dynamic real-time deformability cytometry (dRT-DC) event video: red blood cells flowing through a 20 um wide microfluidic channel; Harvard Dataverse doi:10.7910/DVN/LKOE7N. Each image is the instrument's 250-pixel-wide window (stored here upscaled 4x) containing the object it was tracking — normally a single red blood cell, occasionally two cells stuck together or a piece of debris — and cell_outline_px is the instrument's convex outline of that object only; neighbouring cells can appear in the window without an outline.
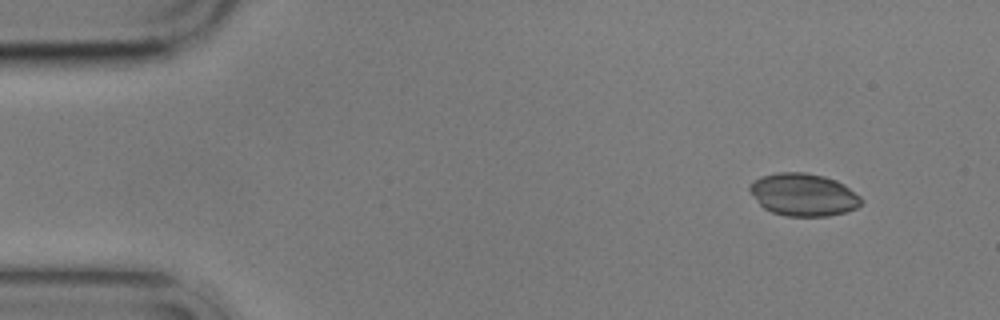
{"species": "common noctule bat (a hibernating species)", "species_latin": "Nyctalus noctula", "temperature_condition": "cold", "stored_images_in_passage": 5, "camera_frame_rate_fps": 3000, "um_per_image_px": 0.085, "animal": {"sex": "male", "body_mass_g": 17.9}, "frame": {"image": 1, "passage_image": 1, "time_ms": 0.0, "image_size_px": [1000, 320], "cell_outline_px": [[864, 200], [856, 208], [844, 212], [828, 216], [784, 216], [772, 212], [764, 208], [760, 204], [748, 188], [752, 180], [760, 176], [776, 172], [804, 172], [824, 176], [836, 180], [844, 184], [860, 196]], "centroid_in_image_um": [68.28, 16.54], "position_along_channel_um": 16.7, "area_um2": 27.74}}
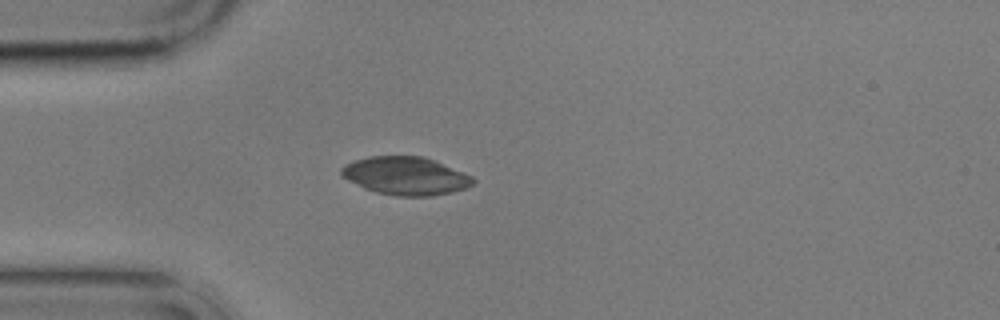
{"frame": {"image": 2, "passage_image": 4, "time_ms": 3.333, "image_size_px": [1000, 320], "cell_outline_px": [[476, 180], [472, 184], [464, 188], [452, 192], [432, 196], [396, 196], [376, 192], [364, 188], [340, 176], [340, 168], [344, 164], [368, 156], [424, 156], [464, 172], [472, 176]], "centroid_in_image_um": [34.46, 14.94], "position_along_channel_um": 50.5, "area_um2": 29.3}}